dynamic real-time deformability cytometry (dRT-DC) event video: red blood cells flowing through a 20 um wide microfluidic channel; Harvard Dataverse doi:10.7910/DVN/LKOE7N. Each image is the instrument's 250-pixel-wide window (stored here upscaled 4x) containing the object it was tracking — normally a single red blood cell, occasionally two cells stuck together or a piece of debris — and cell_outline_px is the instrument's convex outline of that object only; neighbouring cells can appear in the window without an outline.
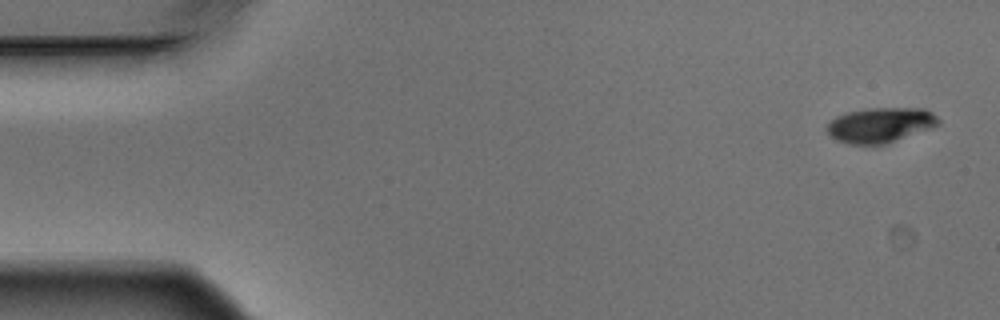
{"species": "Egyptian fruit bat (a non-hibernating species)", "species_latin": "Rousettus aegyptiacus", "temperature_condition": "warm", "stored_images_in_passage": 5, "camera_frame_rate_fps": 3000, "um_per_image_px": 0.085, "animal": {"sex": "male"}, "frame": {"image": 1, "passage_image": 1, "time_ms": 0.0, "image_size_px": [1000, 320], "cell_outline_px": [[940, 124], [932, 128], [884, 144], [848, 144], [836, 140], [828, 132], [828, 124], [836, 116], [848, 112], [864, 108], [924, 108], [932, 112], [940, 120]], "centroid_in_image_um": [74.86, 10.61], "position_along_channel_um": 10.1, "area_um2": 22.66}}
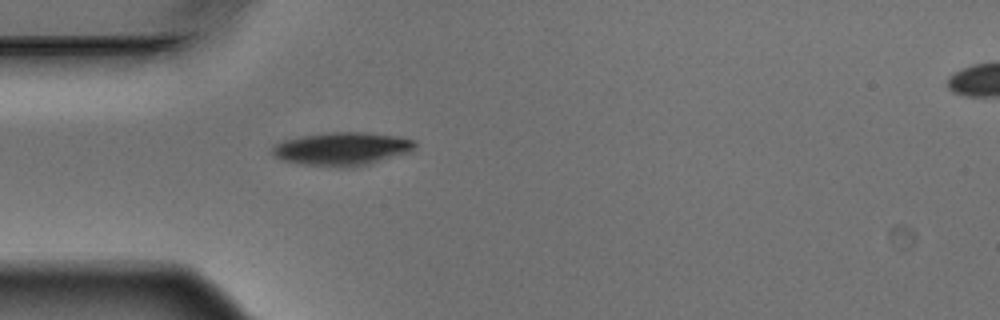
{"frame": {"image": 2, "passage_image": 5, "time_ms": 1.333, "image_size_px": [1000, 320], "cell_outline_px": [[416, 148], [408, 152], [368, 164], [352, 168], [340, 168], [300, 164], [280, 160], [272, 152], [272, 148], [276, 144], [284, 140], [300, 136], [332, 132], [364, 132], [400, 136], [416, 140]], "centroid_in_image_um": [29.08, 12.66], "position_along_channel_um": 55.9, "area_um2": 27.8}}